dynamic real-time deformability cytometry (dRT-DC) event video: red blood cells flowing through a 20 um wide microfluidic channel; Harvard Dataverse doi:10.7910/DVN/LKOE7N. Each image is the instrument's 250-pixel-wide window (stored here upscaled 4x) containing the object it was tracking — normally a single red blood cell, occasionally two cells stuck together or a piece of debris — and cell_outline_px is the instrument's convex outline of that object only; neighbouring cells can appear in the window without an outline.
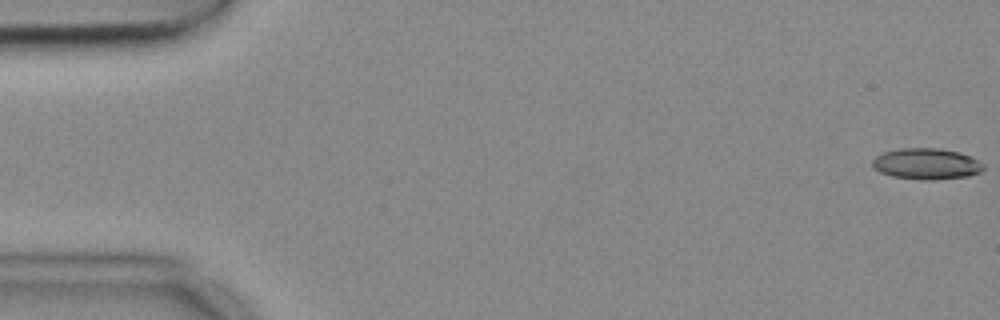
{"species": "common noctule bat (a hibernating species)", "species_latin": "Nyctalus noctula", "temperature_condition": "cold", "stored_images_in_passage": 6, "camera_frame_rate_fps": 3000, "um_per_image_px": 0.085, "animal": {"sex": "female", "body_mass_g": 18.4}, "frame": {"image": 1, "passage_image": 1, "time_ms": 0.0, "image_size_px": [1000, 320], "cell_outline_px": [[984, 168], [980, 172], [968, 176], [928, 180], [924, 180], [892, 176], [880, 172], [872, 168], [872, 160], [876, 156], [884, 152], [900, 148], [936, 148], [960, 152], [984, 164]], "centroid_in_image_um": [78.72, 13.92], "position_along_channel_um": 6.3, "area_um2": 20.0}}
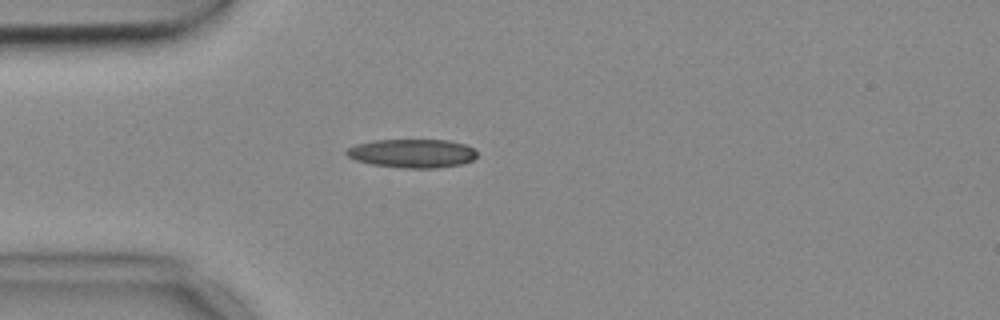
{"frame": {"image": 2, "passage_image": 5, "time_ms": 1.333, "image_size_px": [1000, 320], "cell_outline_px": [[476, 156], [472, 160], [460, 164], [436, 168], [408, 168], [372, 164], [356, 160], [348, 156], [344, 152], [348, 148], [356, 144], [372, 140], [448, 140], [464, 144], [472, 148], [476, 152]], "centroid_in_image_um": [35.02, 13.03], "position_along_channel_um": 50.0, "area_um2": 21.62}}